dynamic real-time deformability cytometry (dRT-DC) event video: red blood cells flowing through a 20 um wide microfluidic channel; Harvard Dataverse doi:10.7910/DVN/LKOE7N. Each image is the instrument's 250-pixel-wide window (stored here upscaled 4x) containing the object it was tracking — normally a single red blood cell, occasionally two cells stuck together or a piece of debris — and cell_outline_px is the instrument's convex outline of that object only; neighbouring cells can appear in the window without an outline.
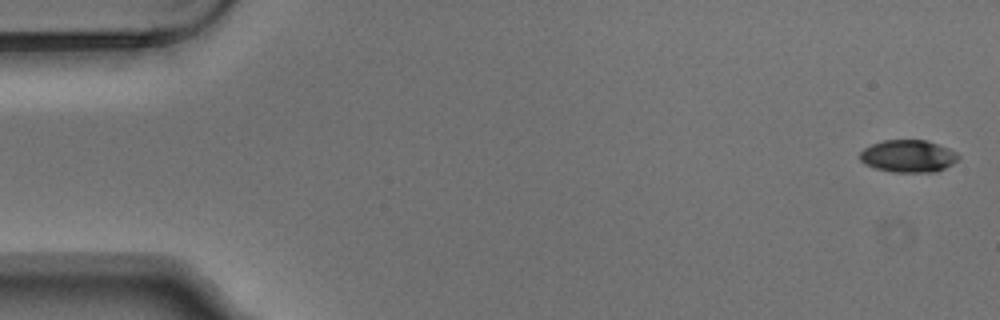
{"species": "Egyptian fruit bat (a non-hibernating species)", "species_latin": "Rousettus aegyptiacus", "temperature_condition": "warm", "stored_images_in_passage": 4, "camera_frame_rate_fps": 3000, "um_per_image_px": 0.085, "animal": {"sex": "male"}, "frame": {"image": 1, "passage_image": 1, "time_ms": 0.0, "image_size_px": [1000, 320], "cell_outline_px": [[960, 156], [952, 164], [936, 172], [892, 172], [876, 168], [864, 164], [860, 160], [860, 152], [864, 148], [872, 144], [884, 140], [924, 140], [948, 148], [956, 152]], "centroid_in_image_um": [77.18, 13.27], "position_along_channel_um": 7.8, "area_um2": 18.44}}